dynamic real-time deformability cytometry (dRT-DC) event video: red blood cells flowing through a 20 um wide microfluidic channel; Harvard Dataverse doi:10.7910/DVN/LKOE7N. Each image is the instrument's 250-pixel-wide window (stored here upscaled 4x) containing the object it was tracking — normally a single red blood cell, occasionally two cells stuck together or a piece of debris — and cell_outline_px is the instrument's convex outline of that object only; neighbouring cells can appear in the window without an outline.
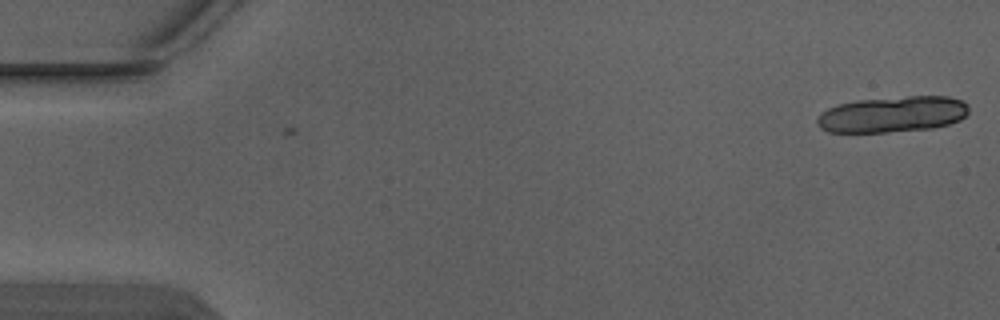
{"species": "Egyptian fruit bat (a non-hibernating species)", "species_latin": "Rousettus aegyptiacus", "temperature_condition": "warm", "stored_images_in_passage": 2, "camera_frame_rate_fps": 3000, "um_per_image_px": 0.085, "animal": {"sex": "male"}, "frame": {"image": 1, "passage_image": 2, "time_ms": 0.333, "image_size_px": [1000, 320], "cell_outline_px": [[968, 112], [960, 120], [948, 124], [932, 128], [888, 132], [828, 132], [820, 128], [816, 124], [816, 120], [820, 112], [828, 108], [840, 104], [856, 100], [908, 96], [948, 96], [964, 100], [968, 104]], "centroid_in_image_um": [75.86, 9.71], "position_along_channel_um": 9.1, "area_um2": 32.02}}